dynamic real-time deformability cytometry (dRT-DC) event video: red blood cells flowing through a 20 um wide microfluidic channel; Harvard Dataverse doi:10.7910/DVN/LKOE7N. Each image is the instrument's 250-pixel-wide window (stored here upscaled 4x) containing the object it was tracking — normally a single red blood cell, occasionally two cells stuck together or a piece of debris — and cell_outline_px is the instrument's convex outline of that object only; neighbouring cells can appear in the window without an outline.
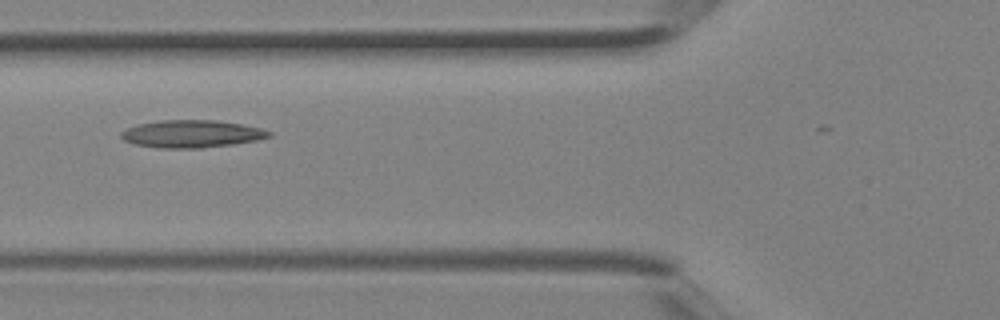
{"species": "Egyptian fruit bat (a non-hibernating species)", "species_latin": "Rousettus aegyptiacus", "temperature_condition": "room temperature", "stored_images_in_passage": 4, "camera_frame_rate_fps": 3000, "um_per_image_px": 0.085, "animal": {"sex": "female"}, "frame": {"image": 1, "passage_image": 4, "time_ms": 1.0, "image_size_px": [1000, 320], "cell_outline_px": [[272, 136], [256, 140], [232, 144], [200, 148], [160, 148], [136, 144], [124, 140], [120, 136], [120, 132], [136, 124], [160, 120], [216, 120], [240, 124], [260, 128], [272, 132]], "centroid_in_image_um": [16.27, 11.37], "position_along_channel_um": 109.5, "area_um2": 23.58}}